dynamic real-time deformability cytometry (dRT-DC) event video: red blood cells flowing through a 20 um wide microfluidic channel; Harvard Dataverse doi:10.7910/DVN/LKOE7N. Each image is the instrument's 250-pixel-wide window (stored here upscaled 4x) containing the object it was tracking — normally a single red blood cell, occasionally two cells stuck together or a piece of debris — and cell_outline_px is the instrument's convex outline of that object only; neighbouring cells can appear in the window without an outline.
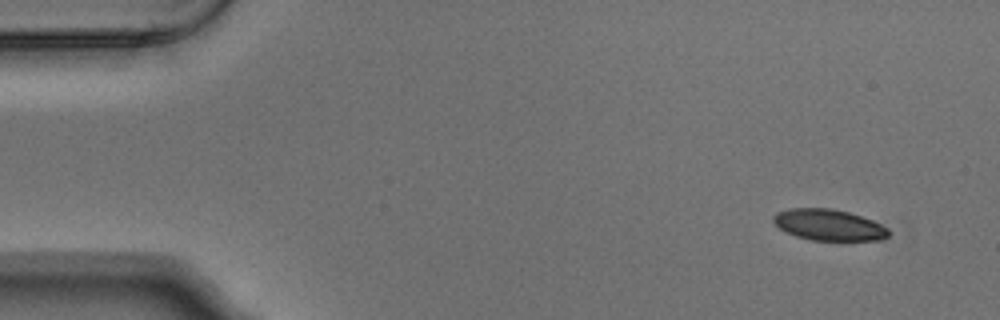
{"species": "Egyptian fruit bat (a non-hibernating species)", "species_latin": "Rousettus aegyptiacus", "temperature_condition": "warm", "stored_images_in_passage": 4, "camera_frame_rate_fps": 3000, "um_per_image_px": 0.085, "animal": {"sex": "male"}, "frame": {"image": 1, "passage_image": 1, "time_ms": 0.0, "image_size_px": [1000, 320], "cell_outline_px": [[892, 236], [880, 240], [812, 240], [796, 236], [784, 232], [772, 220], [772, 216], [776, 212], [788, 208], [832, 208], [848, 212], [872, 220], [888, 228], [892, 232]], "centroid_in_image_um": [70.46, 19.12], "position_along_channel_um": 14.5, "area_um2": 21.15}}
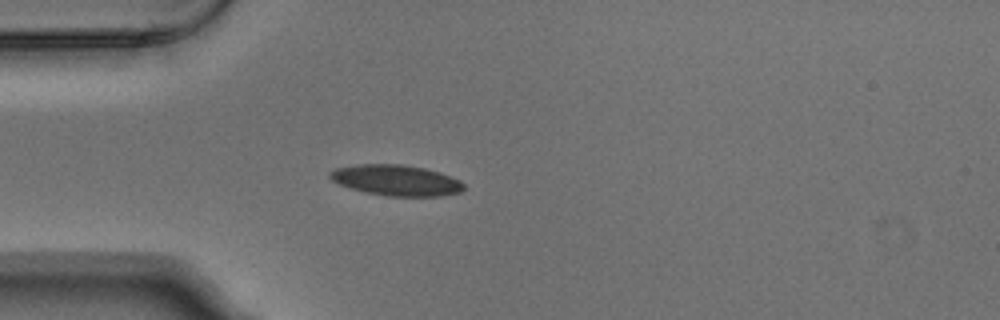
{"frame": {"image": 2, "passage_image": 4, "time_ms": 1.0, "image_size_px": [1000, 320], "cell_outline_px": [[464, 188], [460, 192], [440, 196], [388, 196], [368, 192], [352, 188], [340, 184], [332, 180], [328, 176], [328, 172], [336, 168], [360, 164], [400, 164], [424, 168], [440, 172], [452, 176], [460, 180], [464, 184]], "centroid_in_image_um": [33.7, 15.31], "position_along_channel_um": 51.3, "area_um2": 23.87}}